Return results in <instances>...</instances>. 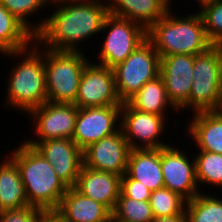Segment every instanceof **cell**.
Segmentation results:
<instances>
[{"mask_svg": "<svg viewBox=\"0 0 222 222\" xmlns=\"http://www.w3.org/2000/svg\"><path fill=\"white\" fill-rule=\"evenodd\" d=\"M126 174L151 191L163 188L161 148L131 149Z\"/></svg>", "mask_w": 222, "mask_h": 222, "instance_id": "cell-20", "label": "cell"}, {"mask_svg": "<svg viewBox=\"0 0 222 222\" xmlns=\"http://www.w3.org/2000/svg\"><path fill=\"white\" fill-rule=\"evenodd\" d=\"M68 1H75V0H47L48 4L50 3L52 5H53V3L55 5L57 3L59 4V3H62V2H68Z\"/></svg>", "mask_w": 222, "mask_h": 222, "instance_id": "cell-35", "label": "cell"}, {"mask_svg": "<svg viewBox=\"0 0 222 222\" xmlns=\"http://www.w3.org/2000/svg\"><path fill=\"white\" fill-rule=\"evenodd\" d=\"M110 1V3L107 2L109 14L132 20L142 25L146 30L163 17L170 9L160 0Z\"/></svg>", "mask_w": 222, "mask_h": 222, "instance_id": "cell-21", "label": "cell"}, {"mask_svg": "<svg viewBox=\"0 0 222 222\" xmlns=\"http://www.w3.org/2000/svg\"><path fill=\"white\" fill-rule=\"evenodd\" d=\"M34 222H63L61 215L56 210H42Z\"/></svg>", "mask_w": 222, "mask_h": 222, "instance_id": "cell-33", "label": "cell"}, {"mask_svg": "<svg viewBox=\"0 0 222 222\" xmlns=\"http://www.w3.org/2000/svg\"><path fill=\"white\" fill-rule=\"evenodd\" d=\"M188 109L193 112L222 110V45H212L194 56Z\"/></svg>", "mask_w": 222, "mask_h": 222, "instance_id": "cell-6", "label": "cell"}, {"mask_svg": "<svg viewBox=\"0 0 222 222\" xmlns=\"http://www.w3.org/2000/svg\"><path fill=\"white\" fill-rule=\"evenodd\" d=\"M56 211L63 222H107L112 218L105 205L82 195L74 187H68Z\"/></svg>", "mask_w": 222, "mask_h": 222, "instance_id": "cell-18", "label": "cell"}, {"mask_svg": "<svg viewBox=\"0 0 222 222\" xmlns=\"http://www.w3.org/2000/svg\"><path fill=\"white\" fill-rule=\"evenodd\" d=\"M6 156L0 162V211L29 205L19 167Z\"/></svg>", "mask_w": 222, "mask_h": 222, "instance_id": "cell-22", "label": "cell"}, {"mask_svg": "<svg viewBox=\"0 0 222 222\" xmlns=\"http://www.w3.org/2000/svg\"><path fill=\"white\" fill-rule=\"evenodd\" d=\"M185 216L186 222H222V199L200 192L186 201Z\"/></svg>", "mask_w": 222, "mask_h": 222, "instance_id": "cell-25", "label": "cell"}, {"mask_svg": "<svg viewBox=\"0 0 222 222\" xmlns=\"http://www.w3.org/2000/svg\"><path fill=\"white\" fill-rule=\"evenodd\" d=\"M147 39L160 58L172 54L197 55L213 44L208 39L201 14L177 16L171 9L147 30Z\"/></svg>", "mask_w": 222, "mask_h": 222, "instance_id": "cell-3", "label": "cell"}, {"mask_svg": "<svg viewBox=\"0 0 222 222\" xmlns=\"http://www.w3.org/2000/svg\"><path fill=\"white\" fill-rule=\"evenodd\" d=\"M43 50L47 101L74 104L81 75L90 62L89 58L81 51Z\"/></svg>", "mask_w": 222, "mask_h": 222, "instance_id": "cell-5", "label": "cell"}, {"mask_svg": "<svg viewBox=\"0 0 222 222\" xmlns=\"http://www.w3.org/2000/svg\"><path fill=\"white\" fill-rule=\"evenodd\" d=\"M131 148L120 128L116 133L92 143L83 150L86 168L123 176L126 173Z\"/></svg>", "mask_w": 222, "mask_h": 222, "instance_id": "cell-14", "label": "cell"}, {"mask_svg": "<svg viewBox=\"0 0 222 222\" xmlns=\"http://www.w3.org/2000/svg\"><path fill=\"white\" fill-rule=\"evenodd\" d=\"M196 154L193 155H195L196 178L199 188L200 184L222 188V154L207 151H197Z\"/></svg>", "mask_w": 222, "mask_h": 222, "instance_id": "cell-26", "label": "cell"}, {"mask_svg": "<svg viewBox=\"0 0 222 222\" xmlns=\"http://www.w3.org/2000/svg\"><path fill=\"white\" fill-rule=\"evenodd\" d=\"M185 126L198 151L222 154V110L195 112Z\"/></svg>", "mask_w": 222, "mask_h": 222, "instance_id": "cell-19", "label": "cell"}, {"mask_svg": "<svg viewBox=\"0 0 222 222\" xmlns=\"http://www.w3.org/2000/svg\"><path fill=\"white\" fill-rule=\"evenodd\" d=\"M52 165L67 187H74L83 166V151L70 138H56L27 143Z\"/></svg>", "mask_w": 222, "mask_h": 222, "instance_id": "cell-15", "label": "cell"}, {"mask_svg": "<svg viewBox=\"0 0 222 222\" xmlns=\"http://www.w3.org/2000/svg\"><path fill=\"white\" fill-rule=\"evenodd\" d=\"M119 100L127 102L141 87L160 74V56L146 39L123 62L113 67Z\"/></svg>", "mask_w": 222, "mask_h": 222, "instance_id": "cell-7", "label": "cell"}, {"mask_svg": "<svg viewBox=\"0 0 222 222\" xmlns=\"http://www.w3.org/2000/svg\"><path fill=\"white\" fill-rule=\"evenodd\" d=\"M35 41V35L0 2V53L25 49Z\"/></svg>", "mask_w": 222, "mask_h": 222, "instance_id": "cell-23", "label": "cell"}, {"mask_svg": "<svg viewBox=\"0 0 222 222\" xmlns=\"http://www.w3.org/2000/svg\"><path fill=\"white\" fill-rule=\"evenodd\" d=\"M56 9L42 21L30 23V31L42 48L79 52V44L102 33L108 4L103 0H75L55 4ZM59 6V7H58Z\"/></svg>", "mask_w": 222, "mask_h": 222, "instance_id": "cell-1", "label": "cell"}, {"mask_svg": "<svg viewBox=\"0 0 222 222\" xmlns=\"http://www.w3.org/2000/svg\"><path fill=\"white\" fill-rule=\"evenodd\" d=\"M161 2H163L168 8L170 7L171 9V3H172V0H160Z\"/></svg>", "mask_w": 222, "mask_h": 222, "instance_id": "cell-36", "label": "cell"}, {"mask_svg": "<svg viewBox=\"0 0 222 222\" xmlns=\"http://www.w3.org/2000/svg\"><path fill=\"white\" fill-rule=\"evenodd\" d=\"M121 177L82 166L74 188L112 212L120 195Z\"/></svg>", "mask_w": 222, "mask_h": 222, "instance_id": "cell-17", "label": "cell"}, {"mask_svg": "<svg viewBox=\"0 0 222 222\" xmlns=\"http://www.w3.org/2000/svg\"><path fill=\"white\" fill-rule=\"evenodd\" d=\"M112 218L115 221L152 222L154 216L149 201H137L120 192L112 211Z\"/></svg>", "mask_w": 222, "mask_h": 222, "instance_id": "cell-27", "label": "cell"}, {"mask_svg": "<svg viewBox=\"0 0 222 222\" xmlns=\"http://www.w3.org/2000/svg\"><path fill=\"white\" fill-rule=\"evenodd\" d=\"M78 108L122 105L115 87L113 68L91 61L85 66L74 102Z\"/></svg>", "mask_w": 222, "mask_h": 222, "instance_id": "cell-12", "label": "cell"}, {"mask_svg": "<svg viewBox=\"0 0 222 222\" xmlns=\"http://www.w3.org/2000/svg\"><path fill=\"white\" fill-rule=\"evenodd\" d=\"M1 4L30 30V16L47 7V0H0ZM29 17V18H28ZM29 19V20H27Z\"/></svg>", "mask_w": 222, "mask_h": 222, "instance_id": "cell-30", "label": "cell"}, {"mask_svg": "<svg viewBox=\"0 0 222 222\" xmlns=\"http://www.w3.org/2000/svg\"><path fill=\"white\" fill-rule=\"evenodd\" d=\"M42 209L27 205L19 209L0 211V222H34Z\"/></svg>", "mask_w": 222, "mask_h": 222, "instance_id": "cell-32", "label": "cell"}, {"mask_svg": "<svg viewBox=\"0 0 222 222\" xmlns=\"http://www.w3.org/2000/svg\"><path fill=\"white\" fill-rule=\"evenodd\" d=\"M198 3L208 39L213 45H222V0H201Z\"/></svg>", "mask_w": 222, "mask_h": 222, "instance_id": "cell-29", "label": "cell"}, {"mask_svg": "<svg viewBox=\"0 0 222 222\" xmlns=\"http://www.w3.org/2000/svg\"><path fill=\"white\" fill-rule=\"evenodd\" d=\"M11 152L8 155L19 167L28 204L42 210H56L68 187L52 165L25 142Z\"/></svg>", "mask_w": 222, "mask_h": 222, "instance_id": "cell-4", "label": "cell"}, {"mask_svg": "<svg viewBox=\"0 0 222 222\" xmlns=\"http://www.w3.org/2000/svg\"><path fill=\"white\" fill-rule=\"evenodd\" d=\"M168 117L143 112L132 108L127 102L121 107V129L131 149L165 148L171 144L164 143L160 136L165 134Z\"/></svg>", "mask_w": 222, "mask_h": 222, "instance_id": "cell-9", "label": "cell"}, {"mask_svg": "<svg viewBox=\"0 0 222 222\" xmlns=\"http://www.w3.org/2000/svg\"><path fill=\"white\" fill-rule=\"evenodd\" d=\"M149 202L154 218L185 214L186 200L168 188L152 191Z\"/></svg>", "mask_w": 222, "mask_h": 222, "instance_id": "cell-28", "label": "cell"}, {"mask_svg": "<svg viewBox=\"0 0 222 222\" xmlns=\"http://www.w3.org/2000/svg\"><path fill=\"white\" fill-rule=\"evenodd\" d=\"M2 55H6L8 58L25 56L23 59H18L19 62L15 61L12 72L9 71L5 105H10L14 109L28 114L31 110L46 103L44 51L41 44L35 40L25 49Z\"/></svg>", "mask_w": 222, "mask_h": 222, "instance_id": "cell-2", "label": "cell"}, {"mask_svg": "<svg viewBox=\"0 0 222 222\" xmlns=\"http://www.w3.org/2000/svg\"><path fill=\"white\" fill-rule=\"evenodd\" d=\"M127 103L134 109L156 115H167V108L178 112L168 99L164 82L160 76L146 82Z\"/></svg>", "mask_w": 222, "mask_h": 222, "instance_id": "cell-24", "label": "cell"}, {"mask_svg": "<svg viewBox=\"0 0 222 222\" xmlns=\"http://www.w3.org/2000/svg\"><path fill=\"white\" fill-rule=\"evenodd\" d=\"M194 56L172 54L160 58V74L168 99L178 110H188V98L192 87Z\"/></svg>", "mask_w": 222, "mask_h": 222, "instance_id": "cell-16", "label": "cell"}, {"mask_svg": "<svg viewBox=\"0 0 222 222\" xmlns=\"http://www.w3.org/2000/svg\"><path fill=\"white\" fill-rule=\"evenodd\" d=\"M121 107L78 108L72 140L83 151L92 143L116 133L121 128Z\"/></svg>", "mask_w": 222, "mask_h": 222, "instance_id": "cell-11", "label": "cell"}, {"mask_svg": "<svg viewBox=\"0 0 222 222\" xmlns=\"http://www.w3.org/2000/svg\"><path fill=\"white\" fill-rule=\"evenodd\" d=\"M120 192L128 197L137 201H149L151 190L143 186L141 182L130 178L126 173L121 177Z\"/></svg>", "mask_w": 222, "mask_h": 222, "instance_id": "cell-31", "label": "cell"}, {"mask_svg": "<svg viewBox=\"0 0 222 222\" xmlns=\"http://www.w3.org/2000/svg\"><path fill=\"white\" fill-rule=\"evenodd\" d=\"M182 150L172 145L161 148V170L164 187L189 201L201 189L196 178L195 158L190 160L187 152Z\"/></svg>", "mask_w": 222, "mask_h": 222, "instance_id": "cell-13", "label": "cell"}, {"mask_svg": "<svg viewBox=\"0 0 222 222\" xmlns=\"http://www.w3.org/2000/svg\"><path fill=\"white\" fill-rule=\"evenodd\" d=\"M107 222H115L113 218H110Z\"/></svg>", "mask_w": 222, "mask_h": 222, "instance_id": "cell-37", "label": "cell"}, {"mask_svg": "<svg viewBox=\"0 0 222 222\" xmlns=\"http://www.w3.org/2000/svg\"><path fill=\"white\" fill-rule=\"evenodd\" d=\"M152 222H186V216L185 214H179L176 216L156 217Z\"/></svg>", "mask_w": 222, "mask_h": 222, "instance_id": "cell-34", "label": "cell"}, {"mask_svg": "<svg viewBox=\"0 0 222 222\" xmlns=\"http://www.w3.org/2000/svg\"><path fill=\"white\" fill-rule=\"evenodd\" d=\"M105 30L107 34L103 37L96 64L108 68L123 62L147 39V30L142 25L111 14L104 20L102 32Z\"/></svg>", "mask_w": 222, "mask_h": 222, "instance_id": "cell-8", "label": "cell"}, {"mask_svg": "<svg viewBox=\"0 0 222 222\" xmlns=\"http://www.w3.org/2000/svg\"><path fill=\"white\" fill-rule=\"evenodd\" d=\"M78 107L74 104L46 102L31 110L26 117L33 121L34 135L37 139L24 140L25 143H40L48 139H72Z\"/></svg>", "mask_w": 222, "mask_h": 222, "instance_id": "cell-10", "label": "cell"}]
</instances>
